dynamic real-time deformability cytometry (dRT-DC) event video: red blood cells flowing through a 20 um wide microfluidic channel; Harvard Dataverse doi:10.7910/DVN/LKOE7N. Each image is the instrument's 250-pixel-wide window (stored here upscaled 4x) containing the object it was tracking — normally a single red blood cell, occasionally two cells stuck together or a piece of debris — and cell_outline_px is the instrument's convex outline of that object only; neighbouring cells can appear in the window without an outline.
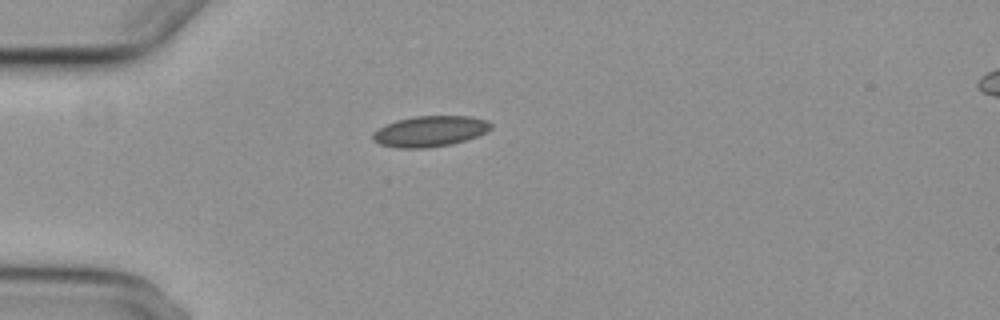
{"species": "common noctule bat (a hibernating species)", "species_latin": "Nyctalus noctula", "temperature_condition": "cold", "stored_images_in_passage": 1, "camera_frame_rate_fps": 3000, "um_per_image_px": 0.085, "animal": {"sex": "female", "body_mass_g": 29.2, "forearm_length_mm": 56.3}, "frame": {"image": 1, "passage_image": 1, "time_ms": 0.0, "image_size_px": [1000, 320], "cell_outline_px": [[492, 128], [488, 132], [452, 144], [428, 148], [396, 148], [380, 144], [372, 140], [372, 132], [396, 120], [416, 116], [472, 116], [488, 120], [492, 124]], "centroid_in_image_um": [36.57, 11.16], "position_along_channel_um": 48.4, "area_um2": 21.27}}